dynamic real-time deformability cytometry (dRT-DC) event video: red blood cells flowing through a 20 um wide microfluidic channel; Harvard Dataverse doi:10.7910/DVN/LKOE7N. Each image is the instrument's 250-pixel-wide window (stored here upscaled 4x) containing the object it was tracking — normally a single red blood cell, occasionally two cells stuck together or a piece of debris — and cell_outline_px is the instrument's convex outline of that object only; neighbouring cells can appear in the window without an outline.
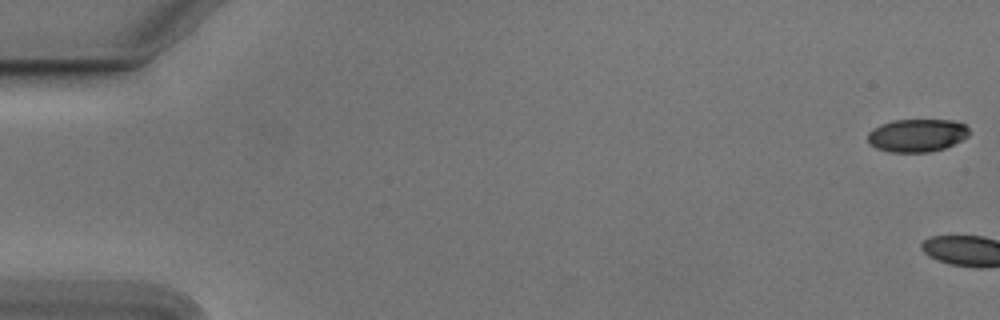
{"species": "Egyptian fruit bat (a non-hibernating species)", "species_latin": "Rousettus aegyptiacus", "temperature_condition": "cold", "stored_images_in_passage": 4, "camera_frame_rate_fps": 3000, "um_per_image_px": 0.085, "animal": {"sex": "male"}, "frame": {"image": 1, "passage_image": 1, "time_ms": 0.0, "image_size_px": [1000, 320], "cell_outline_px": [[968, 136], [944, 148], [928, 152], [888, 152], [876, 148], [868, 144], [868, 132], [872, 128], [880, 124], [892, 120], [952, 120], [964, 124], [968, 128]], "centroid_in_image_um": [77.88, 11.5], "position_along_channel_um": 7.1, "area_um2": 19.48}}